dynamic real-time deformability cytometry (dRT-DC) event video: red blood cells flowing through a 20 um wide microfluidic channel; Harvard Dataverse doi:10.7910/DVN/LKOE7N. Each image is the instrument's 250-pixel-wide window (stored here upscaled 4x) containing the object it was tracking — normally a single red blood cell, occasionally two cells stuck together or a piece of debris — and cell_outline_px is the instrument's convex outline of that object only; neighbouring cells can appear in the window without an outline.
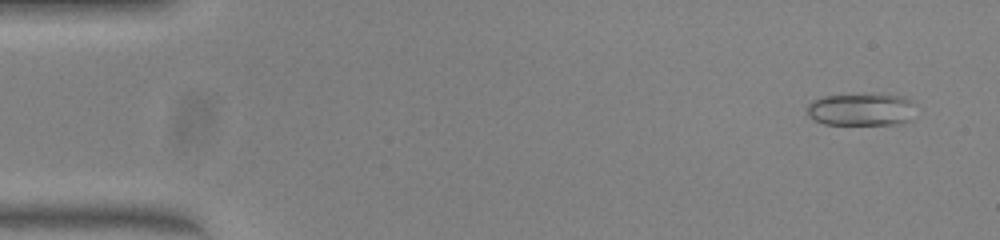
{"species": "common noctule bat (a hibernating species)", "species_latin": "Nyctalus noctula", "temperature_condition": "warm", "stored_images_in_passage": 50, "camera_frame_rate_fps": 3000, "um_per_image_px": 0.085, "animal": {"sex": "female", "body_mass_g": 23.0, "forearm_length_mm": 53.4}, "frame": {"image": 1, "passage_image": 3, "time_ms": 0.667, "image_size_px": [1000, 240], "cell_outline_px": [[912, 120], [900, 124], [824, 124], [808, 116], [808, 104], [812, 100], [824, 96], [904, 96], [912, 100]], "centroid_in_image_um": [73.2, 9.34], "position_along_channel_um": 11.8, "area_um2": 19.94}}
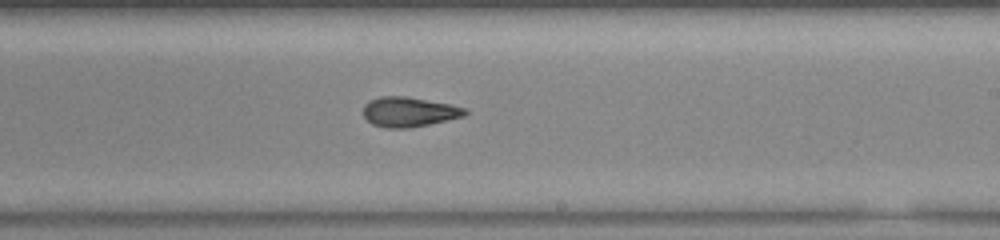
{"frame": {"image": 2, "passage_image": 30, "time_ms": 9.667, "image_size_px": [1000, 240], "cell_outline_px": [[468, 112], [464, 116], [428, 124], [408, 128], [384, 128], [372, 124], [364, 116], [364, 104], [380, 96], [404, 96], [452, 104], [468, 108]], "centroid_in_image_um": [34.79, 9.51], "position_along_channel_um": 254.2, "area_um2": 17.63}}
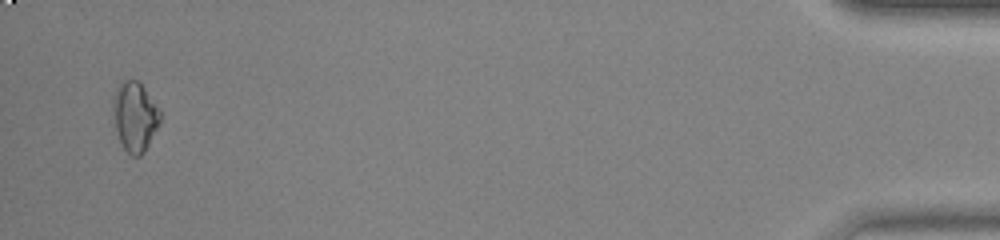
{"frame": {"image": 3, "passage_image": 49, "time_ms": 16.0, "image_size_px": [1000, 240], "cell_outline_px": [[160, 120], [144, 152], [140, 156], [132, 156], [124, 148], [120, 140], [116, 128], [112, 108], [112, 104], [116, 88], [124, 76], [140, 80], [160, 108]], "centroid_in_image_um": [11.46, 9.8], "position_along_channel_um": 423.7, "area_um2": 19.31}, "authors_computed_cell_mechanics": {"area_um2": 18.2648, "velocity_mm_per_s": 4.0476, "shape_relaxation_time_tau1_ms": null, "shape_relaxation_time_tau2_ms": 3.2687, "deformation_change_tau1": null, "deformation_change_tau2": 0.0626}}